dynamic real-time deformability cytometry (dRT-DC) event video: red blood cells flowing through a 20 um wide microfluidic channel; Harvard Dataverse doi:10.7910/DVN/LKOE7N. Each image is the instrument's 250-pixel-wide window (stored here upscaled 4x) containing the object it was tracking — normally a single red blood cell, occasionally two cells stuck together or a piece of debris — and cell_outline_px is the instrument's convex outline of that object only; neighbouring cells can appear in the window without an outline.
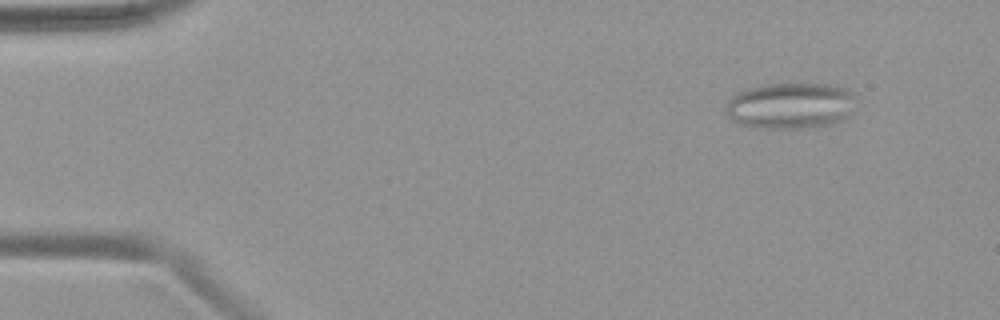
{"species": "common noctule bat (a hibernating species)", "species_latin": "Nyctalus noctula", "temperature_condition": "warm", "stored_images_in_passage": 50, "segment_of_instrument_passage": [1, 2], "camera_frame_rate_fps": 3000, "um_per_image_px": 0.085, "animal": {"sex": "female", "body_mass_g": 19.9}, "frame": {"image": 1, "passage_image": 5, "time_ms": 1.333, "image_size_px": [1000, 320], "cell_outline_px": [[856, 96], [848, 116], [844, 120], [832, 124], [800, 128], [760, 128], [736, 124], [728, 116], [724, 108], [728, 100], [736, 92], [744, 88], [764, 84], [832, 84], [848, 88]], "centroid_in_image_um": [67.16, 8.97], "position_along_channel_um": 17.8, "area_um2": 35.55}}